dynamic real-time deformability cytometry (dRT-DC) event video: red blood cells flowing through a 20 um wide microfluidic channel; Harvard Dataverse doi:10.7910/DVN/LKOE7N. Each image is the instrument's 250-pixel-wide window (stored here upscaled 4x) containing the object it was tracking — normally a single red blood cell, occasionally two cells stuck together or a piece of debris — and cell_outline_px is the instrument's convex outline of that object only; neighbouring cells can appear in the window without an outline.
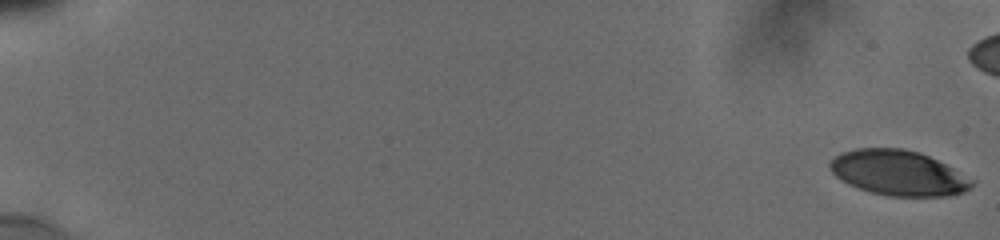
{"species": "human", "species_latin": "Homo sapiens", "temperature_condition": "cold", "stored_images_in_passage": 30, "camera_frame_rate_fps": 3000, "um_per_image_px": 0.085, "donor": {"sex": "male"}, "frame": {"image": 1, "passage_image": 1, "time_ms": 0.0, "image_size_px": [1000, 240], "cell_outline_px": [[976, 180], [972, 188], [964, 192], [948, 196], [888, 196], [872, 192], [848, 184], [836, 176], [828, 168], [828, 164], [840, 152], [856, 148], [904, 148], [920, 152]], "centroid_in_image_um": [76.37, 14.69], "position_along_channel_um": 8.6, "area_um2": 37.4}}